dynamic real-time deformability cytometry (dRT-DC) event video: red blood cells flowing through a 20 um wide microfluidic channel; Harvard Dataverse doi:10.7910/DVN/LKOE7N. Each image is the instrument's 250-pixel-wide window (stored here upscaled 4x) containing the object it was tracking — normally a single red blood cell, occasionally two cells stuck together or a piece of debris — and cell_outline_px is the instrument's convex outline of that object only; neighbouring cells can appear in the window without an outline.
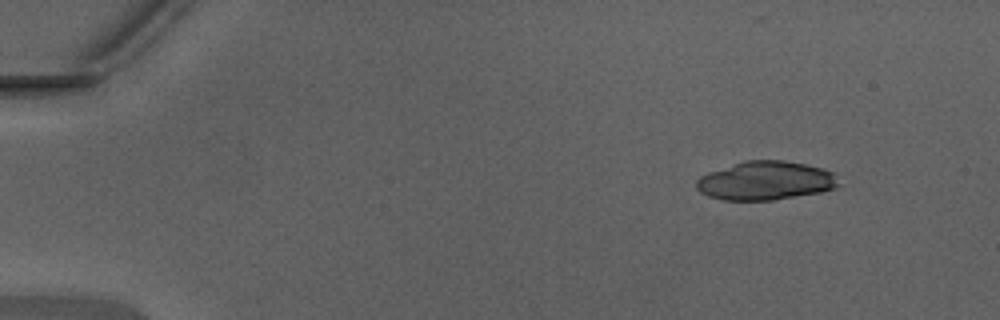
{"species": "Egyptian fruit bat (a non-hibernating species)", "species_latin": "Rousettus aegyptiacus", "temperature_condition": "warm", "stored_images_in_passage": 14, "camera_frame_rate_fps": 3000, "um_per_image_px": 0.085, "animal": {"sex": "male"}, "frame": {"image": 1, "passage_image": 1, "time_ms": 0.0, "image_size_px": [1000, 320], "cell_outline_px": [[840, 184], [836, 188], [820, 192], [772, 200], [720, 200], [708, 196], [700, 192], [696, 188], [696, 180], [700, 176], [708, 172], [748, 160], [784, 160], [804, 164], [820, 168], [832, 172]], "centroid_in_image_um": [65.05, 15.37], "position_along_channel_um": 20.0, "area_um2": 31.91}}